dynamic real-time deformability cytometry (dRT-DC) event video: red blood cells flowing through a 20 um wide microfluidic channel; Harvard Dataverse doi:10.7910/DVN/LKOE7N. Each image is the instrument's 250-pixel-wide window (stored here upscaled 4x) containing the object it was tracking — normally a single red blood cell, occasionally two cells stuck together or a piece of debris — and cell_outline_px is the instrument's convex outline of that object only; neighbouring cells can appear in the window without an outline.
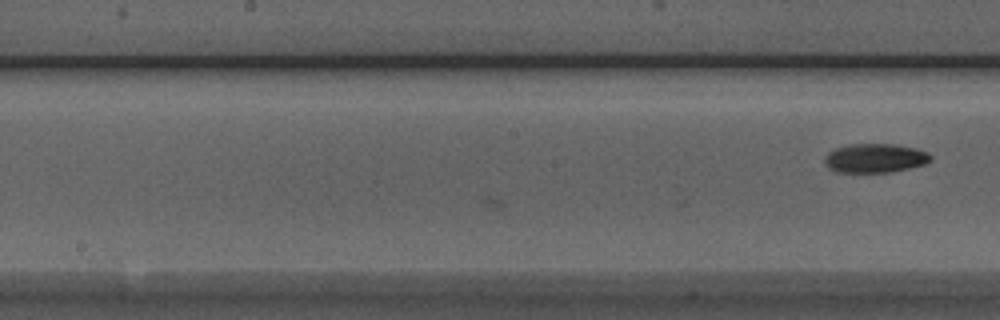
{"species": "Egyptian fruit bat (a non-hibernating species)", "species_latin": "Rousettus aegyptiacus", "temperature_condition": "room temperature", "stored_images_in_passage": 11, "camera_frame_rate_fps": 3000, "um_per_image_px": 0.085, "animal": {"sex": "male"}, "frame": {"image": 1, "passage_image": 11, "time_ms": 3.333, "image_size_px": [1000, 320], "cell_outline_px": [[932, 160], [924, 164], [892, 172], [836, 172], [828, 168], [824, 164], [824, 156], [828, 152], [836, 148], [852, 144], [896, 144], [916, 148], [928, 152], [932, 156]], "centroid_in_image_um": [74.37, 13.44], "position_along_channel_um": 173.8, "area_um2": 18.09}}